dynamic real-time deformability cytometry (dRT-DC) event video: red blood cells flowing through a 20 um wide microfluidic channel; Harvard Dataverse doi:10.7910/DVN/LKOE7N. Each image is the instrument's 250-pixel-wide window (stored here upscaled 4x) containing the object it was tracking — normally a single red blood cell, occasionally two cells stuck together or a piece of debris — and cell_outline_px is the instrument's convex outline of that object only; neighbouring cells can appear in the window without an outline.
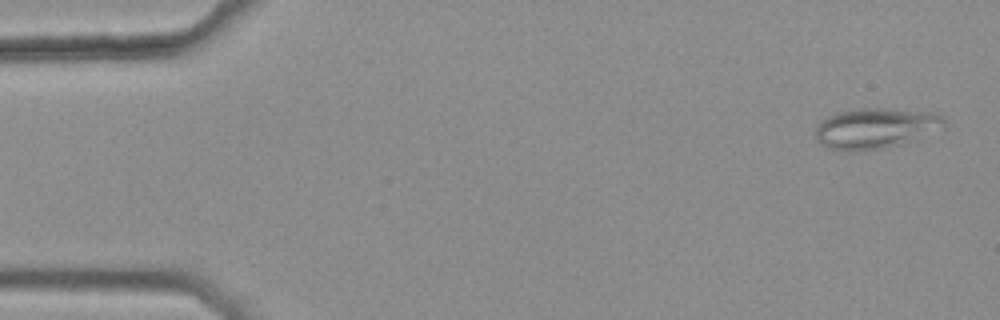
{"species": "common noctule bat (a hibernating species)", "species_latin": "Nyctalus noctula", "temperature_condition": "warm", "stored_images_in_passage": 46, "camera_frame_rate_fps": 3000, "um_per_image_px": 0.085, "animal": {"sex": "female", "body_mass_g": 25.1}, "frame": {"image": 1, "passage_image": 2, "time_ms": 0.333, "image_size_px": [1000, 320], "cell_outline_px": [[944, 124], [920, 140], [884, 148], [864, 152], [844, 152], [828, 148], [820, 144], [816, 136], [816, 124], [840, 112], [860, 108], [888, 108], [928, 112], [944, 116]], "centroid_in_image_um": [74.41, 10.94], "position_along_channel_um": 10.6, "area_um2": 30.63}}
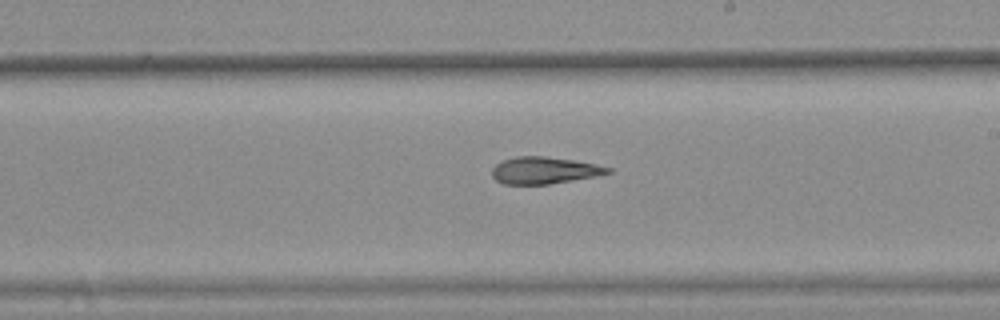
{"frame": {"image": 2, "passage_image": 30, "time_ms": 9.667, "image_size_px": [1000, 320], "cell_outline_px": [[612, 172], [596, 176], [548, 184], [504, 184], [496, 180], [492, 176], [492, 168], [500, 160], [516, 156], [544, 156], [572, 160], [596, 164], [612, 168]], "centroid_in_image_um": [46.24, 14.47], "position_along_channel_um": 242.8, "area_um2": 18.15}}
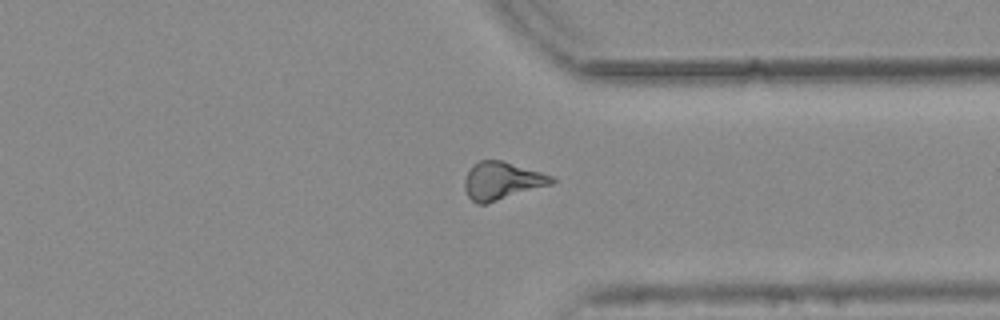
{"frame": {"image": 3, "passage_image": 40, "time_ms": 13.0, "image_size_px": [1000, 320], "cell_outline_px": [[556, 180], [552, 184], [488, 204], [476, 204], [468, 196], [464, 188], [464, 180], [472, 164], [480, 160], [504, 160], [552, 176]], "centroid_in_image_um": [42.64, 15.37], "position_along_channel_um": 368.8, "area_um2": 19.31}, "authors_computed_cell_mechanics": {"area_um2": 18.9873, "velocity_mm_per_s": 3.8135, "shape_relaxation_time_tau1_ms": null, "shape_relaxation_time_tau2_ms": 8.1218, "deformation_change_tau1": null, "deformation_change_tau2": 0.1859}}